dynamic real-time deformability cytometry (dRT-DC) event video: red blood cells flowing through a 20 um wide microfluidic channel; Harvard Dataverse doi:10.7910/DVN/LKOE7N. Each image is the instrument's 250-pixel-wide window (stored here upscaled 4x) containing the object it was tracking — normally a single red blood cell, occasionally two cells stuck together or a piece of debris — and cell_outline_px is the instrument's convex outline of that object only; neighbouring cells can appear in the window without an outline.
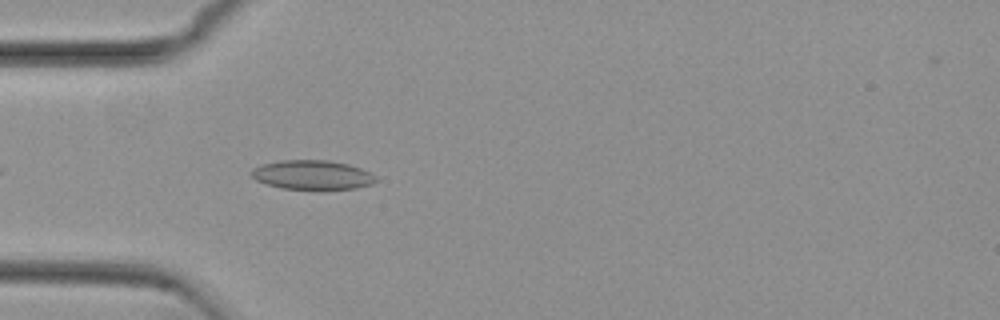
{"species": "common noctule bat (a hibernating species)", "species_latin": "Nyctalus noctula", "temperature_condition": "cold", "stored_images_in_passage": 42, "camera_frame_rate_fps": 3000, "um_per_image_px": 0.085, "animal": {"sex": "female", "body_mass_g": 29.2, "forearm_length_mm": 56.3}, "frame": {"image": 1, "passage_image": 4, "time_ms": 1.0, "image_size_px": [1000, 320], "cell_outline_px": [[376, 180], [372, 184], [356, 188], [320, 192], [284, 188], [268, 184], [256, 180], [252, 176], [252, 168], [260, 164], [280, 160], [328, 160], [348, 164], [372, 172], [376, 176]], "centroid_in_image_um": [26.59, 14.9], "position_along_channel_um": 58.4, "area_um2": 21.96}}
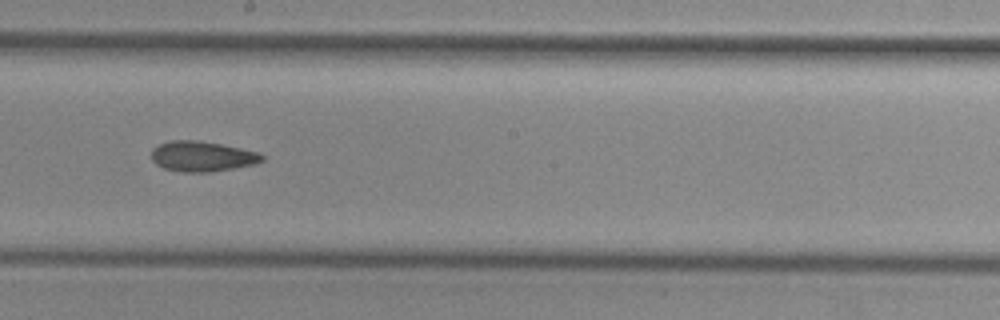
{"frame": {"image": 2, "passage_image": 18, "time_ms": 5.667, "image_size_px": [1000, 320], "cell_outline_px": [[264, 160], [256, 164], [212, 172], [180, 172], [164, 168], [156, 164], [152, 160], [152, 148], [160, 144], [172, 140], [196, 140], [220, 144], [260, 152], [264, 156]], "centroid_in_image_um": [17.2, 13.3], "position_along_channel_um": 231.0, "area_um2": 19.59}}
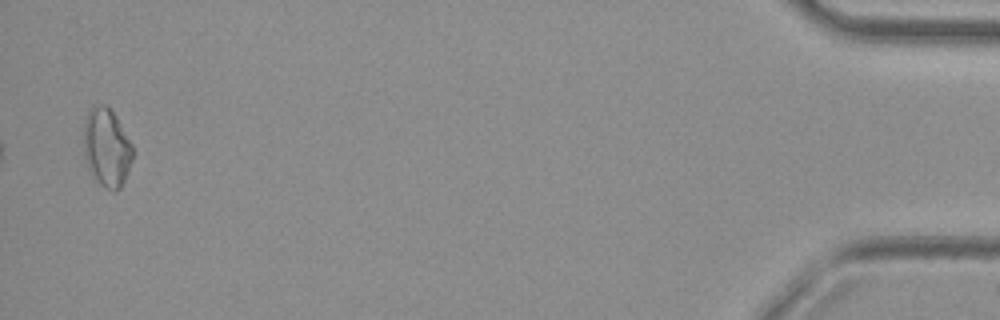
{"frame": {"image": 3, "passage_image": 41, "time_ms": 13.333, "image_size_px": [1000, 320], "cell_outline_px": [[132, 160], [124, 180], [120, 188], [116, 192], [112, 192], [104, 188], [92, 176], [84, 160], [84, 120], [92, 104], [104, 104], [116, 116], [132, 144]], "centroid_in_image_um": [9.04, 12.56], "position_along_channel_um": 426.2, "area_um2": 22.6}, "authors_computed_cell_mechanics": {"area_um2": 19.4786, "velocity_mm_per_s": 3.7765, "shape_relaxation_time_tau1_ms": null, "shape_relaxation_time_tau2_ms": 7.441, "deformation_change_tau1": null, "deformation_change_tau2": 0.1423}}